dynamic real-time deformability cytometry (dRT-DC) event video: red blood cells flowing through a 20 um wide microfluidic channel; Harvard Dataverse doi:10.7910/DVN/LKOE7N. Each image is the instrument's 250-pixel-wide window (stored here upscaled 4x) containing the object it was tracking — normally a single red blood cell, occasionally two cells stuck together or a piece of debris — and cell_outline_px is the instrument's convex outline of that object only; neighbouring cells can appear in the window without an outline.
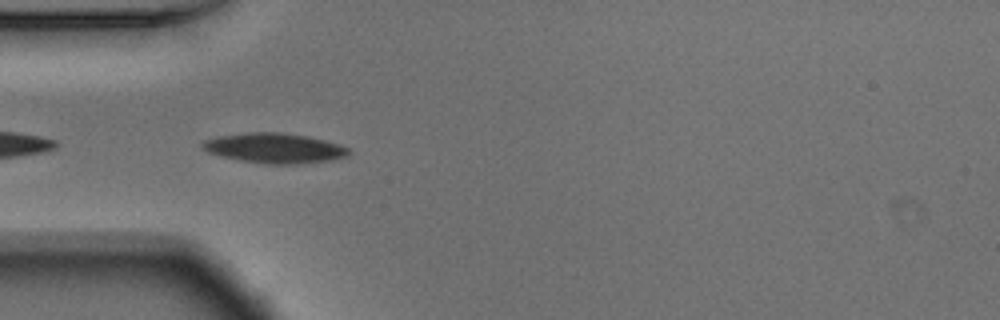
{"species": "Egyptian fruit bat (a non-hibernating species)", "species_latin": "Rousettus aegyptiacus", "temperature_condition": "warm", "stored_images_in_passage": 4, "camera_frame_rate_fps": 3000, "um_per_image_px": 0.085, "animal": {"sex": "male"}, "frame": {"image": 1, "passage_image": 2, "time_ms": 0.333, "image_size_px": [1000, 320], "cell_outline_px": [[348, 156], [332, 160], [300, 164], [268, 164], [240, 160], [220, 156], [208, 152], [200, 148], [200, 144], [204, 140], [220, 136], [248, 132], [276, 132], [308, 136], [340, 144], [348, 148]], "centroid_in_image_um": [23.31, 12.59], "position_along_channel_um": 61.7, "area_um2": 25.61}}